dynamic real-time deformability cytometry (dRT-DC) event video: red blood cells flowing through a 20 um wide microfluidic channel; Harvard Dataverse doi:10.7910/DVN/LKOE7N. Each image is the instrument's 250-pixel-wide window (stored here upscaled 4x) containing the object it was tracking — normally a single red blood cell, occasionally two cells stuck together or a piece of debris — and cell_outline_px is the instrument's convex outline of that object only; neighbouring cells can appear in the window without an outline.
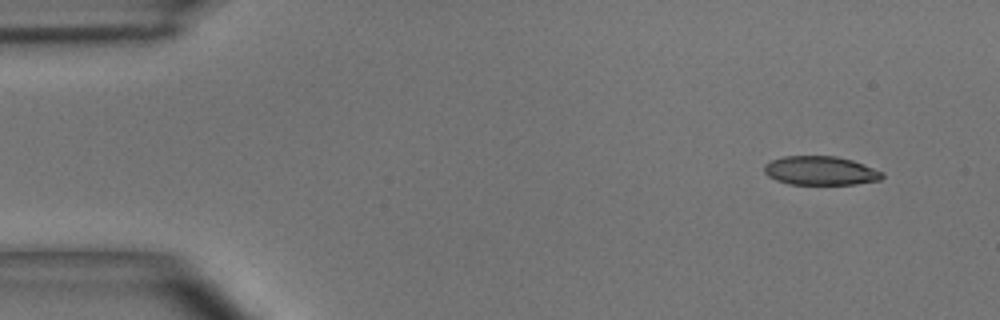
{"species": "common noctule bat (a hibernating species)", "species_latin": "Nyctalus noctula", "temperature_condition": "room temperature", "stored_images_in_passage": 8, "camera_frame_rate_fps": 3000, "um_per_image_px": 0.085, "animal": {"sex": "male", "body_mass_g": 15.6}, "frame": {"image": 1, "passage_image": 1, "time_ms": 0.0, "image_size_px": [1000, 320], "cell_outline_px": [[884, 176], [880, 180], [856, 184], [788, 184], [776, 180], [768, 176], [764, 172], [764, 164], [772, 160], [784, 156], [836, 156], [852, 160], [864, 164], [884, 172]], "centroid_in_image_um": [69.75, 14.51], "position_along_channel_um": 15.3, "area_um2": 19.94}}